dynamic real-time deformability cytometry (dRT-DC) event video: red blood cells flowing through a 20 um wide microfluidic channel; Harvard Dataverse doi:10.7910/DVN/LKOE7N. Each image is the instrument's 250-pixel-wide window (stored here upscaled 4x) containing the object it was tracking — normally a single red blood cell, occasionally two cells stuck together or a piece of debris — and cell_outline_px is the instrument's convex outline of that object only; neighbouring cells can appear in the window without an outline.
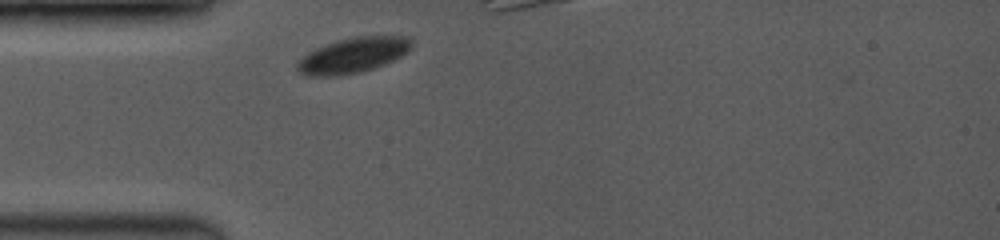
{"species": "common noctule bat (a hibernating species)", "species_latin": "Nyctalus noctula", "temperature_condition": "room temperature", "stored_images_in_passage": 18, "camera_frame_rate_fps": 3500, "um_per_image_px": 0.085, "animal": {"sex": "female", "body_mass_g": 19.0, "forearm_length_mm": 53.3}, "frame": {"image": 1, "passage_image": 1, "time_ms": 0.0, "image_size_px": [1000, 240], "cell_outline_px": [[412, 48], [408, 52], [392, 60], [372, 68], [360, 72], [336, 76], [308, 76], [300, 72], [296, 68], [296, 64], [308, 52], [316, 48], [336, 40], [352, 36], [404, 36], [412, 44]], "centroid_in_image_um": [29.97, 4.69], "position_along_channel_um": 55.0, "area_um2": 23.24}}
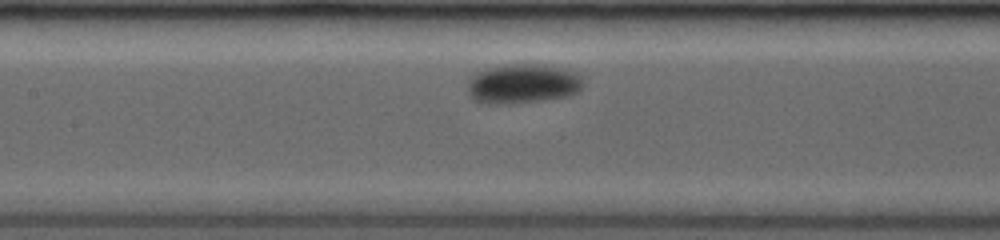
{"frame": {"image": 2, "passage_image": 8, "time_ms": 3.143, "image_size_px": [1000, 240], "cell_outline_px": [[584, 84], [576, 92], [568, 96], [540, 100], [504, 104], [488, 104], [472, 100], [468, 96], [468, 76], [476, 72], [488, 68], [508, 64], [536, 64], [560, 68], [572, 72], [580, 76]], "centroid_in_image_um": [44.34, 7.12], "position_along_channel_um": 163.1, "area_um2": 26.59}}
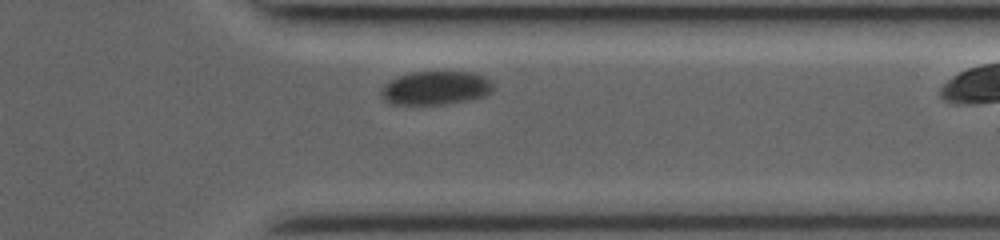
{"frame": {"image": 3, "passage_image": 17, "time_ms": 8.857, "image_size_px": [1000, 240], "cell_outline_px": [[492, 92], [484, 96], [472, 100], [444, 104], [388, 104], [380, 96], [380, 92], [384, 84], [388, 80], [412, 72], [472, 72], [484, 76], [492, 80]], "centroid_in_image_um": [37.02, 7.48], "position_along_channel_um": 374.4, "area_um2": 22.2}}